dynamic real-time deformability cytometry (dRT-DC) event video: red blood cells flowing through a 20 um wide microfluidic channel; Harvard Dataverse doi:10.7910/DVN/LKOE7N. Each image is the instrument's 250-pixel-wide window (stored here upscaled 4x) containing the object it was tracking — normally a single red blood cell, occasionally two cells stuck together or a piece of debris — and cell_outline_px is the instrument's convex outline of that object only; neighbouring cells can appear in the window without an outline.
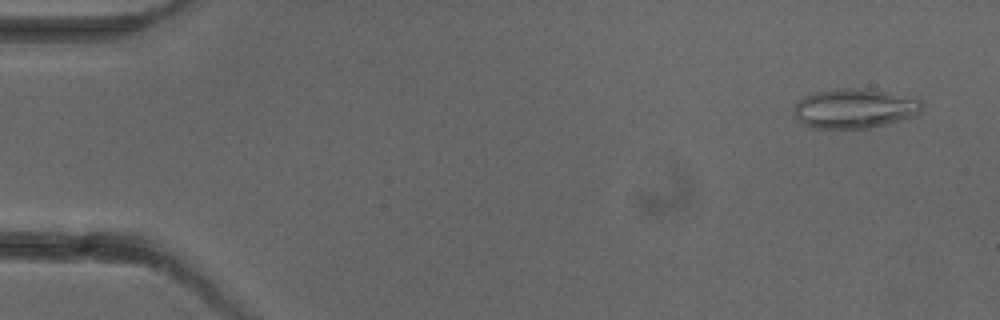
{"species": "common noctule bat (a hibernating species)", "species_latin": "Nyctalus noctula", "temperature_condition": "cold", "stored_images_in_passage": 6, "camera_frame_rate_fps": 3000, "um_per_image_px": 0.085, "animal": {"sex": "female"}, "frame": {"image": 1, "passage_image": 1, "time_ms": 0.0, "image_size_px": [1000, 320], "cell_outline_px": [[920, 108], [912, 116], [900, 120], [868, 128], [812, 128], [796, 120], [792, 116], [792, 108], [804, 96], [816, 92], [836, 88], [868, 88], [916, 96], [920, 100]], "centroid_in_image_um": [72.59, 9.2], "position_along_channel_um": 12.4, "area_um2": 29.82}}
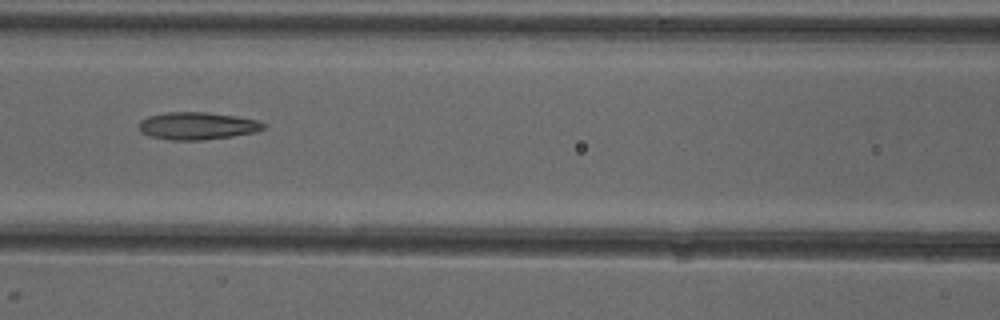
{"frame": {"image": 2, "passage_image": 6, "time_ms": 6.667, "image_size_px": [1000, 320], "cell_outline_px": [[268, 124], [264, 128], [256, 132], [232, 136], [200, 140], [168, 140], [148, 136], [140, 132], [140, 120], [148, 116], [164, 112], [208, 112], [236, 116], [256, 120]], "centroid_in_image_um": [16.76, 10.69], "position_along_channel_um": 149.8, "area_um2": 20.06}}